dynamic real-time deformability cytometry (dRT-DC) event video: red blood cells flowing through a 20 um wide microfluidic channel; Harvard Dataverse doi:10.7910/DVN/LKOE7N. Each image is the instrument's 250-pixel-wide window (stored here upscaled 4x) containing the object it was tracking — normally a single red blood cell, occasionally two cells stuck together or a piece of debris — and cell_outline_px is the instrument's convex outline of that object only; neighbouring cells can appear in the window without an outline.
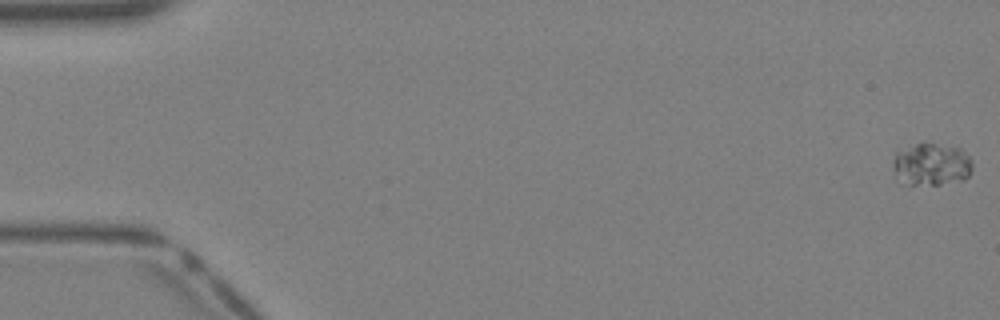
{"species": "Egyptian fruit bat (a non-hibernating species)", "species_latin": "Rousettus aegyptiacus", "temperature_condition": "warm", "stored_images_in_passage": 8, "camera_frame_rate_fps": 3000, "um_per_image_px": 0.085, "animal": {"sex": "female"}, "frame": {"image": 1, "passage_image": 1, "time_ms": 0.0, "image_size_px": [1000, 320], "cell_outline_px": [[972, 168], [968, 176], [964, 180], [940, 184], [904, 184], [896, 172], [892, 164], [892, 160], [896, 148], [916, 144], [932, 144], [960, 148], [972, 160]], "centroid_in_image_um": [79.15, 13.96], "position_along_channel_um": 5.9, "area_um2": 19.59}}